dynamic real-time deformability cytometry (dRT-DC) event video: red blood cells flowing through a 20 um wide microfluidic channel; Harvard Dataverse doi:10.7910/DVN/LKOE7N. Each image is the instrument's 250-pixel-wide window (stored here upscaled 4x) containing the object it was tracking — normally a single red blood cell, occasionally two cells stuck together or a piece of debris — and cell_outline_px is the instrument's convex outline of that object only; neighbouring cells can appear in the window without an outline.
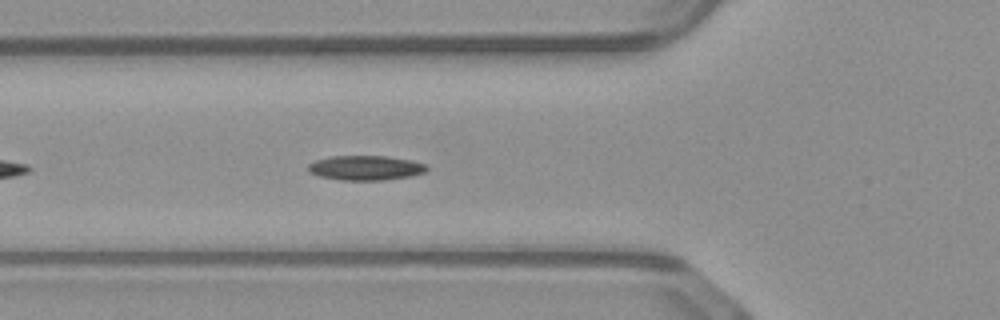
{"species": "common noctule bat (a hibernating species)", "species_latin": "Nyctalus noctula", "temperature_condition": "warm", "stored_images_in_passage": 38, "camera_frame_rate_fps": 3000, "um_per_image_px": 0.085, "animal": {"sex": "male", "body_mass_g": 23.1, "forearm_length_mm": 52.7}, "frame": {"image": 1, "passage_image": 7, "time_ms": 2.0, "image_size_px": [1000, 320], "cell_outline_px": [[428, 168], [424, 172], [412, 176], [384, 180], [340, 180], [320, 176], [308, 172], [308, 164], [316, 160], [332, 156], [388, 156], [412, 160], [428, 164]], "centroid_in_image_um": [31.1, 14.26], "position_along_channel_um": 94.7, "area_um2": 17.17}}
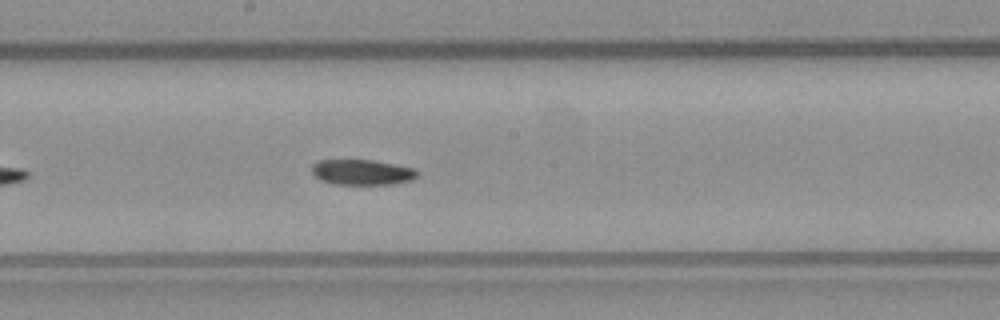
{"frame": {"image": 2, "passage_image": 16, "time_ms": 5.0, "image_size_px": [1000, 320], "cell_outline_px": [[420, 176], [412, 180], [388, 184], [332, 184], [320, 180], [312, 172], [312, 164], [320, 160], [372, 160], [396, 164], [416, 168], [420, 172]], "centroid_in_image_um": [30.83, 14.63], "position_along_channel_um": 217.4, "area_um2": 15.78}}
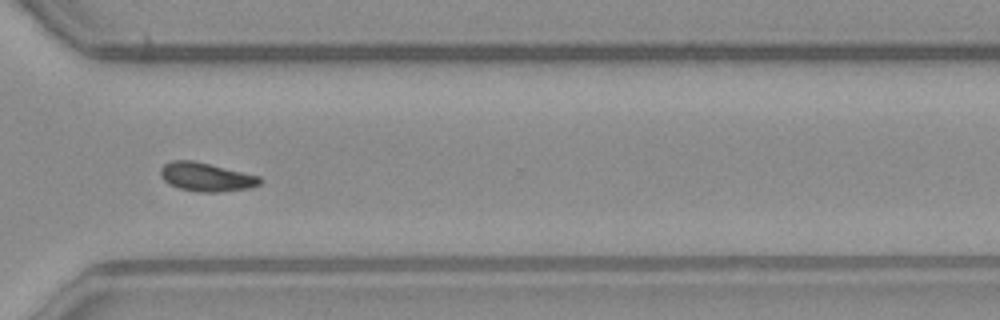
{"frame": {"image": 3, "passage_image": 26, "time_ms": 8.333, "image_size_px": [1000, 320], "cell_outline_px": [[264, 180], [260, 184], [252, 188], [216, 192], [200, 192], [180, 188], [168, 184], [160, 176], [160, 168], [164, 164], [172, 160], [192, 160], [260, 176]], "centroid_in_image_um": [17.53, 15.04], "position_along_channel_um": 353.1, "area_um2": 16.65}}